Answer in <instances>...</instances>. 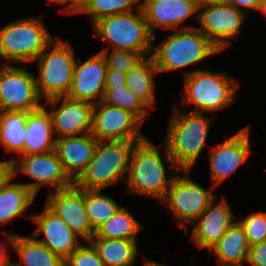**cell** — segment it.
Here are the masks:
<instances>
[{
  "instance_id": "1",
  "label": "cell",
  "mask_w": 266,
  "mask_h": 266,
  "mask_svg": "<svg viewBox=\"0 0 266 266\" xmlns=\"http://www.w3.org/2000/svg\"><path fill=\"white\" fill-rule=\"evenodd\" d=\"M173 110L163 155L172 168L189 174L205 147L212 119L203 113Z\"/></svg>"
},
{
  "instance_id": "2",
  "label": "cell",
  "mask_w": 266,
  "mask_h": 266,
  "mask_svg": "<svg viewBox=\"0 0 266 266\" xmlns=\"http://www.w3.org/2000/svg\"><path fill=\"white\" fill-rule=\"evenodd\" d=\"M182 102L193 104L197 113L217 112L234 102L237 80L225 72L208 70L184 71Z\"/></svg>"
},
{
  "instance_id": "3",
  "label": "cell",
  "mask_w": 266,
  "mask_h": 266,
  "mask_svg": "<svg viewBox=\"0 0 266 266\" xmlns=\"http://www.w3.org/2000/svg\"><path fill=\"white\" fill-rule=\"evenodd\" d=\"M220 51L197 28L184 27L167 36L152 48L158 72L171 71L196 64Z\"/></svg>"
},
{
  "instance_id": "4",
  "label": "cell",
  "mask_w": 266,
  "mask_h": 266,
  "mask_svg": "<svg viewBox=\"0 0 266 266\" xmlns=\"http://www.w3.org/2000/svg\"><path fill=\"white\" fill-rule=\"evenodd\" d=\"M136 141H98L93 158L74 184L81 189H104L125 181Z\"/></svg>"
},
{
  "instance_id": "5",
  "label": "cell",
  "mask_w": 266,
  "mask_h": 266,
  "mask_svg": "<svg viewBox=\"0 0 266 266\" xmlns=\"http://www.w3.org/2000/svg\"><path fill=\"white\" fill-rule=\"evenodd\" d=\"M159 151L147 138L136 143L130 155L126 182L129 191L162 201L174 177L167 178Z\"/></svg>"
},
{
  "instance_id": "6",
  "label": "cell",
  "mask_w": 266,
  "mask_h": 266,
  "mask_svg": "<svg viewBox=\"0 0 266 266\" xmlns=\"http://www.w3.org/2000/svg\"><path fill=\"white\" fill-rule=\"evenodd\" d=\"M103 17L92 24L102 40L110 43L111 50L138 53L141 57L152 54L153 35L148 29L142 9Z\"/></svg>"
},
{
  "instance_id": "7",
  "label": "cell",
  "mask_w": 266,
  "mask_h": 266,
  "mask_svg": "<svg viewBox=\"0 0 266 266\" xmlns=\"http://www.w3.org/2000/svg\"><path fill=\"white\" fill-rule=\"evenodd\" d=\"M53 40L42 17L18 19L0 29V58L27 66Z\"/></svg>"
},
{
  "instance_id": "8",
  "label": "cell",
  "mask_w": 266,
  "mask_h": 266,
  "mask_svg": "<svg viewBox=\"0 0 266 266\" xmlns=\"http://www.w3.org/2000/svg\"><path fill=\"white\" fill-rule=\"evenodd\" d=\"M51 50V51H50ZM75 54L69 42L53 40L34 60L39 61L36 87L41 99L67 96L73 80Z\"/></svg>"
},
{
  "instance_id": "9",
  "label": "cell",
  "mask_w": 266,
  "mask_h": 266,
  "mask_svg": "<svg viewBox=\"0 0 266 266\" xmlns=\"http://www.w3.org/2000/svg\"><path fill=\"white\" fill-rule=\"evenodd\" d=\"M23 68L3 63L0 68V111H33L40 108L36 77Z\"/></svg>"
},
{
  "instance_id": "10",
  "label": "cell",
  "mask_w": 266,
  "mask_h": 266,
  "mask_svg": "<svg viewBox=\"0 0 266 266\" xmlns=\"http://www.w3.org/2000/svg\"><path fill=\"white\" fill-rule=\"evenodd\" d=\"M217 197L193 180L176 175L161 201L187 232L186 223H193Z\"/></svg>"
},
{
  "instance_id": "11",
  "label": "cell",
  "mask_w": 266,
  "mask_h": 266,
  "mask_svg": "<svg viewBox=\"0 0 266 266\" xmlns=\"http://www.w3.org/2000/svg\"><path fill=\"white\" fill-rule=\"evenodd\" d=\"M143 123L130 111L98 102L94 104L91 134L98 141L125 140L141 142Z\"/></svg>"
},
{
  "instance_id": "12",
  "label": "cell",
  "mask_w": 266,
  "mask_h": 266,
  "mask_svg": "<svg viewBox=\"0 0 266 266\" xmlns=\"http://www.w3.org/2000/svg\"><path fill=\"white\" fill-rule=\"evenodd\" d=\"M199 9L198 22L201 23V27L198 29L219 51L230 45V39L238 38L247 16L245 12L226 3Z\"/></svg>"
},
{
  "instance_id": "13",
  "label": "cell",
  "mask_w": 266,
  "mask_h": 266,
  "mask_svg": "<svg viewBox=\"0 0 266 266\" xmlns=\"http://www.w3.org/2000/svg\"><path fill=\"white\" fill-rule=\"evenodd\" d=\"M14 163L15 175L22 172L28 176V179L35 180V182L23 183L35 196L42 185H53L56 191L74 184L64 171L55 151L24 155L21 160L14 158Z\"/></svg>"
},
{
  "instance_id": "14",
  "label": "cell",
  "mask_w": 266,
  "mask_h": 266,
  "mask_svg": "<svg viewBox=\"0 0 266 266\" xmlns=\"http://www.w3.org/2000/svg\"><path fill=\"white\" fill-rule=\"evenodd\" d=\"M45 204L78 236L90 241L95 235L85 209V189L71 187L49 192Z\"/></svg>"
},
{
  "instance_id": "15",
  "label": "cell",
  "mask_w": 266,
  "mask_h": 266,
  "mask_svg": "<svg viewBox=\"0 0 266 266\" xmlns=\"http://www.w3.org/2000/svg\"><path fill=\"white\" fill-rule=\"evenodd\" d=\"M61 100L62 105L57 108ZM46 103L43 105L53 108L50 114L56 139L91 133L94 104L68 96L48 99Z\"/></svg>"
},
{
  "instance_id": "16",
  "label": "cell",
  "mask_w": 266,
  "mask_h": 266,
  "mask_svg": "<svg viewBox=\"0 0 266 266\" xmlns=\"http://www.w3.org/2000/svg\"><path fill=\"white\" fill-rule=\"evenodd\" d=\"M28 218L37 225L32 235L38 238L41 233L44 234L43 239L37 240L62 260H65L81 245L79 237L46 204L40 214L31 215Z\"/></svg>"
},
{
  "instance_id": "17",
  "label": "cell",
  "mask_w": 266,
  "mask_h": 266,
  "mask_svg": "<svg viewBox=\"0 0 266 266\" xmlns=\"http://www.w3.org/2000/svg\"><path fill=\"white\" fill-rule=\"evenodd\" d=\"M249 127L239 130L225 142L212 147L210 154V170L212 188L219 185L231 173L243 164L250 155Z\"/></svg>"
},
{
  "instance_id": "18",
  "label": "cell",
  "mask_w": 266,
  "mask_h": 266,
  "mask_svg": "<svg viewBox=\"0 0 266 266\" xmlns=\"http://www.w3.org/2000/svg\"><path fill=\"white\" fill-rule=\"evenodd\" d=\"M107 64L101 52L85 62H75L73 80L67 96L72 99L96 104L101 101L105 90ZM99 97V101L96 98Z\"/></svg>"
},
{
  "instance_id": "19",
  "label": "cell",
  "mask_w": 266,
  "mask_h": 266,
  "mask_svg": "<svg viewBox=\"0 0 266 266\" xmlns=\"http://www.w3.org/2000/svg\"><path fill=\"white\" fill-rule=\"evenodd\" d=\"M217 197L193 222L191 239L201 249H211L233 224L236 216L232 213L225 197L215 205Z\"/></svg>"
},
{
  "instance_id": "20",
  "label": "cell",
  "mask_w": 266,
  "mask_h": 266,
  "mask_svg": "<svg viewBox=\"0 0 266 266\" xmlns=\"http://www.w3.org/2000/svg\"><path fill=\"white\" fill-rule=\"evenodd\" d=\"M142 10L150 33L155 39V27L165 30L179 29V25L191 15L198 21V8L193 0H142Z\"/></svg>"
},
{
  "instance_id": "21",
  "label": "cell",
  "mask_w": 266,
  "mask_h": 266,
  "mask_svg": "<svg viewBox=\"0 0 266 266\" xmlns=\"http://www.w3.org/2000/svg\"><path fill=\"white\" fill-rule=\"evenodd\" d=\"M98 140L91 134L66 136L56 139L55 149L63 169L75 182L93 158Z\"/></svg>"
},
{
  "instance_id": "22",
  "label": "cell",
  "mask_w": 266,
  "mask_h": 266,
  "mask_svg": "<svg viewBox=\"0 0 266 266\" xmlns=\"http://www.w3.org/2000/svg\"><path fill=\"white\" fill-rule=\"evenodd\" d=\"M46 108L47 106L42 105L28 114L24 136V155L43 154L55 149L56 139L52 118Z\"/></svg>"
},
{
  "instance_id": "23",
  "label": "cell",
  "mask_w": 266,
  "mask_h": 266,
  "mask_svg": "<svg viewBox=\"0 0 266 266\" xmlns=\"http://www.w3.org/2000/svg\"><path fill=\"white\" fill-rule=\"evenodd\" d=\"M250 245L238 221H234L220 240L210 249L220 266H243L247 262Z\"/></svg>"
},
{
  "instance_id": "24",
  "label": "cell",
  "mask_w": 266,
  "mask_h": 266,
  "mask_svg": "<svg viewBox=\"0 0 266 266\" xmlns=\"http://www.w3.org/2000/svg\"><path fill=\"white\" fill-rule=\"evenodd\" d=\"M3 233L20 258L21 263L12 262L13 266H22L20 264L25 266H64V260L55 255L33 235L24 237L13 233Z\"/></svg>"
},
{
  "instance_id": "25",
  "label": "cell",
  "mask_w": 266,
  "mask_h": 266,
  "mask_svg": "<svg viewBox=\"0 0 266 266\" xmlns=\"http://www.w3.org/2000/svg\"><path fill=\"white\" fill-rule=\"evenodd\" d=\"M142 57L136 64L126 73V87L148 108H154L155 94L154 89V76L159 73L155 67L152 55Z\"/></svg>"
},
{
  "instance_id": "26",
  "label": "cell",
  "mask_w": 266,
  "mask_h": 266,
  "mask_svg": "<svg viewBox=\"0 0 266 266\" xmlns=\"http://www.w3.org/2000/svg\"><path fill=\"white\" fill-rule=\"evenodd\" d=\"M89 243L98 251L104 266L134 265L139 252L136 240L92 238Z\"/></svg>"
},
{
  "instance_id": "27",
  "label": "cell",
  "mask_w": 266,
  "mask_h": 266,
  "mask_svg": "<svg viewBox=\"0 0 266 266\" xmlns=\"http://www.w3.org/2000/svg\"><path fill=\"white\" fill-rule=\"evenodd\" d=\"M29 112L0 111V143L7 152L24 156V136Z\"/></svg>"
},
{
  "instance_id": "28",
  "label": "cell",
  "mask_w": 266,
  "mask_h": 266,
  "mask_svg": "<svg viewBox=\"0 0 266 266\" xmlns=\"http://www.w3.org/2000/svg\"><path fill=\"white\" fill-rule=\"evenodd\" d=\"M35 200V194L23 183H9L0 190V223L12 221Z\"/></svg>"
},
{
  "instance_id": "29",
  "label": "cell",
  "mask_w": 266,
  "mask_h": 266,
  "mask_svg": "<svg viewBox=\"0 0 266 266\" xmlns=\"http://www.w3.org/2000/svg\"><path fill=\"white\" fill-rule=\"evenodd\" d=\"M142 225L126 208L120 207L116 213L95 230L92 238L136 240Z\"/></svg>"
},
{
  "instance_id": "30",
  "label": "cell",
  "mask_w": 266,
  "mask_h": 266,
  "mask_svg": "<svg viewBox=\"0 0 266 266\" xmlns=\"http://www.w3.org/2000/svg\"><path fill=\"white\" fill-rule=\"evenodd\" d=\"M110 196L101 193V189H85V209L92 229L109 220L120 208Z\"/></svg>"
},
{
  "instance_id": "31",
  "label": "cell",
  "mask_w": 266,
  "mask_h": 266,
  "mask_svg": "<svg viewBox=\"0 0 266 266\" xmlns=\"http://www.w3.org/2000/svg\"><path fill=\"white\" fill-rule=\"evenodd\" d=\"M102 104L122 108L134 114L142 123L148 114L147 106L142 100L134 95L126 85L105 86L103 97L100 101Z\"/></svg>"
},
{
  "instance_id": "32",
  "label": "cell",
  "mask_w": 266,
  "mask_h": 266,
  "mask_svg": "<svg viewBox=\"0 0 266 266\" xmlns=\"http://www.w3.org/2000/svg\"><path fill=\"white\" fill-rule=\"evenodd\" d=\"M139 2L141 0H90L82 13L90 14L93 24L106 16L135 11V4L138 6L137 10L142 9V3Z\"/></svg>"
},
{
  "instance_id": "33",
  "label": "cell",
  "mask_w": 266,
  "mask_h": 266,
  "mask_svg": "<svg viewBox=\"0 0 266 266\" xmlns=\"http://www.w3.org/2000/svg\"><path fill=\"white\" fill-rule=\"evenodd\" d=\"M242 226L249 245L260 243L266 240V213L254 212L238 221Z\"/></svg>"
},
{
  "instance_id": "34",
  "label": "cell",
  "mask_w": 266,
  "mask_h": 266,
  "mask_svg": "<svg viewBox=\"0 0 266 266\" xmlns=\"http://www.w3.org/2000/svg\"><path fill=\"white\" fill-rule=\"evenodd\" d=\"M107 64V70H116L127 73L142 57L138 53L123 50H111L109 48L100 51Z\"/></svg>"
},
{
  "instance_id": "35",
  "label": "cell",
  "mask_w": 266,
  "mask_h": 266,
  "mask_svg": "<svg viewBox=\"0 0 266 266\" xmlns=\"http://www.w3.org/2000/svg\"><path fill=\"white\" fill-rule=\"evenodd\" d=\"M89 244H81L64 260V266H104L98 251L91 243Z\"/></svg>"
},
{
  "instance_id": "36",
  "label": "cell",
  "mask_w": 266,
  "mask_h": 266,
  "mask_svg": "<svg viewBox=\"0 0 266 266\" xmlns=\"http://www.w3.org/2000/svg\"><path fill=\"white\" fill-rule=\"evenodd\" d=\"M246 263L251 266H266V240L250 245Z\"/></svg>"
},
{
  "instance_id": "37",
  "label": "cell",
  "mask_w": 266,
  "mask_h": 266,
  "mask_svg": "<svg viewBox=\"0 0 266 266\" xmlns=\"http://www.w3.org/2000/svg\"><path fill=\"white\" fill-rule=\"evenodd\" d=\"M15 176L14 158L9 161H0V190L7 186Z\"/></svg>"
},
{
  "instance_id": "38",
  "label": "cell",
  "mask_w": 266,
  "mask_h": 266,
  "mask_svg": "<svg viewBox=\"0 0 266 266\" xmlns=\"http://www.w3.org/2000/svg\"><path fill=\"white\" fill-rule=\"evenodd\" d=\"M224 3L236 7L237 9L245 12V14H248L249 12L246 8L259 11L260 6V0H224ZM240 7H244L245 10Z\"/></svg>"
},
{
  "instance_id": "39",
  "label": "cell",
  "mask_w": 266,
  "mask_h": 266,
  "mask_svg": "<svg viewBox=\"0 0 266 266\" xmlns=\"http://www.w3.org/2000/svg\"><path fill=\"white\" fill-rule=\"evenodd\" d=\"M125 78H126V73L124 72L116 70H107L105 86L126 85Z\"/></svg>"
},
{
  "instance_id": "40",
  "label": "cell",
  "mask_w": 266,
  "mask_h": 266,
  "mask_svg": "<svg viewBox=\"0 0 266 266\" xmlns=\"http://www.w3.org/2000/svg\"><path fill=\"white\" fill-rule=\"evenodd\" d=\"M67 2H70L69 5L64 7L62 11L66 14H76L82 13L89 5L90 0H67Z\"/></svg>"
},
{
  "instance_id": "41",
  "label": "cell",
  "mask_w": 266,
  "mask_h": 266,
  "mask_svg": "<svg viewBox=\"0 0 266 266\" xmlns=\"http://www.w3.org/2000/svg\"><path fill=\"white\" fill-rule=\"evenodd\" d=\"M197 6V8L211 6V5H218L223 4L224 0H193Z\"/></svg>"
},
{
  "instance_id": "42",
  "label": "cell",
  "mask_w": 266,
  "mask_h": 266,
  "mask_svg": "<svg viewBox=\"0 0 266 266\" xmlns=\"http://www.w3.org/2000/svg\"><path fill=\"white\" fill-rule=\"evenodd\" d=\"M7 253L6 247H3L2 244H0V266L12 263L9 259L10 256H7Z\"/></svg>"
},
{
  "instance_id": "43",
  "label": "cell",
  "mask_w": 266,
  "mask_h": 266,
  "mask_svg": "<svg viewBox=\"0 0 266 266\" xmlns=\"http://www.w3.org/2000/svg\"><path fill=\"white\" fill-rule=\"evenodd\" d=\"M144 266H166V265H162V264H160L158 262H155V261H152V260H149V259L145 258Z\"/></svg>"
},
{
  "instance_id": "44",
  "label": "cell",
  "mask_w": 266,
  "mask_h": 266,
  "mask_svg": "<svg viewBox=\"0 0 266 266\" xmlns=\"http://www.w3.org/2000/svg\"><path fill=\"white\" fill-rule=\"evenodd\" d=\"M259 11H261L266 17V0H260Z\"/></svg>"
},
{
  "instance_id": "45",
  "label": "cell",
  "mask_w": 266,
  "mask_h": 266,
  "mask_svg": "<svg viewBox=\"0 0 266 266\" xmlns=\"http://www.w3.org/2000/svg\"><path fill=\"white\" fill-rule=\"evenodd\" d=\"M49 1H50L51 3L59 4V5H61L62 7L67 5V0H49Z\"/></svg>"
}]
</instances>
